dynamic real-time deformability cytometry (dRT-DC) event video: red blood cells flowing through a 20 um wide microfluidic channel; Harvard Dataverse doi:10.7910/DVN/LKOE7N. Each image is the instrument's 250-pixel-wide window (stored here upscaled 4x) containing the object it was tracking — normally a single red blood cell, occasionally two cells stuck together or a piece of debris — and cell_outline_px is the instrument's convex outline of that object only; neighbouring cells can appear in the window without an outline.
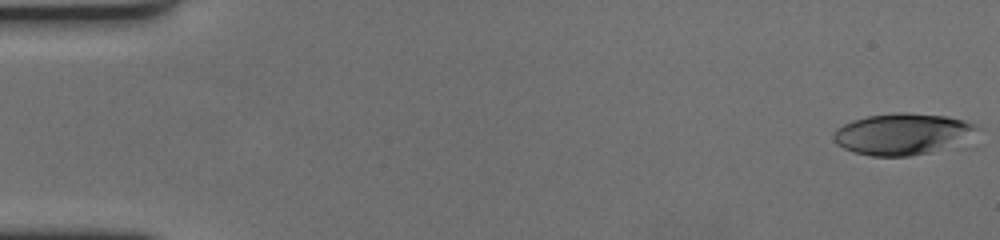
{"species": "human", "species_latin": "Homo sapiens", "temperature_condition": "cold", "stored_images_in_passage": 61, "camera_frame_rate_fps": 3000, "um_per_image_px": 0.085, "donor": {"sex": "female"}, "frame": {"image": 1, "passage_image": 1, "time_ms": 0.0, "image_size_px": [1000, 240], "cell_outline_px": [[984, 128], [976, 148], [908, 156], [872, 156], [852, 152], [836, 144], [832, 140], [832, 136], [836, 128], [852, 120], [868, 116], [896, 112], [908, 112], [948, 116], [964, 120], [976, 124]], "centroid_in_image_um": [77.08, 11.44], "position_along_channel_um": 7.9, "area_um2": 37.69}}
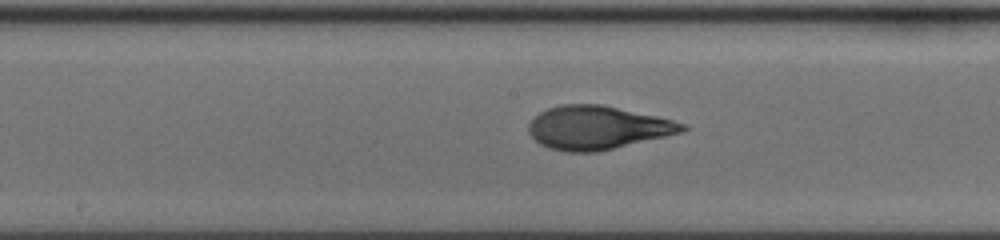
{"frame": {"image": 2, "passage_image": 32, "time_ms": 10.333, "image_size_px": [1000, 240], "cell_outline_px": [[688, 128], [680, 132], [664, 136], [596, 152], [568, 152], [548, 148], [540, 144], [528, 132], [528, 124], [540, 112], [548, 108], [560, 104], [600, 104], [656, 116], [688, 124]], "centroid_in_image_um": [50.75, 10.84], "position_along_channel_um": 197.5, "area_um2": 38.49}}
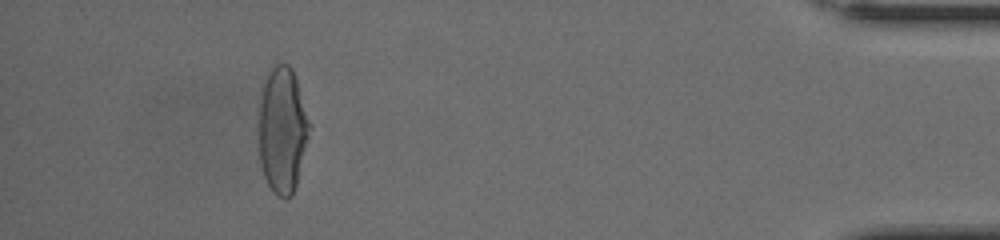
{"frame": {"image": 3, "passage_image": 56, "time_ms": 18.333, "image_size_px": [1000, 240], "cell_outline_px": [[312, 128], [296, 188], [292, 196], [288, 200], [284, 200], [276, 196], [272, 192], [264, 176], [260, 164], [260, 100], [264, 80], [268, 68], [276, 64], [288, 64], [292, 68]], "centroid_in_image_um": [24.03, 11.11], "position_along_channel_um": 411.2, "area_um2": 37.74}, "authors_computed_cell_mechanics": {"area_um2": 37.57, "velocity_mm_per_s": 3.4016, "shape_relaxation_time_tau1_ms": 5.3982, "shape_relaxation_time_tau2_ms": 1.2687, "deformation_change_tau1": 0.2429, "deformation_change_tau2": 0.075}}